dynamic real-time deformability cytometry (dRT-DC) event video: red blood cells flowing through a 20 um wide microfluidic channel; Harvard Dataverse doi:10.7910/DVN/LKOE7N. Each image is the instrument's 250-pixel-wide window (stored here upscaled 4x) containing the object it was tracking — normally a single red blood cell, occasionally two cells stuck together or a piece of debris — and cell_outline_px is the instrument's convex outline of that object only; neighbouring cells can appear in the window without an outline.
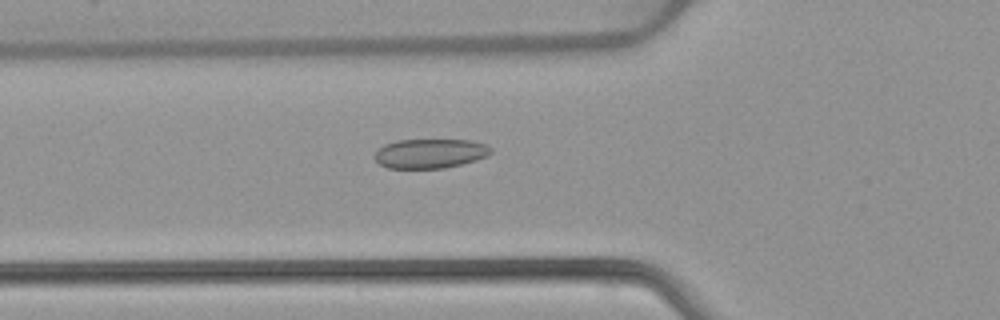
{"species": "common noctule bat (a hibernating species)", "species_latin": "Nyctalus noctula", "temperature_condition": "warm", "stored_images_in_passage": 45, "camera_frame_rate_fps": 3000, "um_per_image_px": 0.085, "animal": {"sex": "female", "body_mass_g": 22.7, "forearm_length_mm": 54.2}, "frame": {"image": 1, "passage_image": 11, "time_ms": 3.333, "image_size_px": [1000, 320], "cell_outline_px": [[492, 152], [488, 156], [476, 160], [444, 168], [388, 168], [380, 164], [372, 156], [384, 144], [396, 140], [472, 140], [488, 144], [492, 148]], "centroid_in_image_um": [36.58, 13.04], "position_along_channel_um": 89.2, "area_um2": 20.06}}
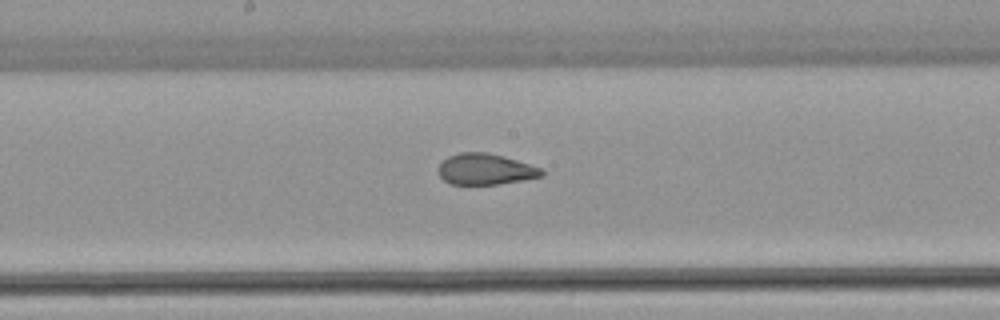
{"frame": {"image": 2, "passage_image": 20, "time_ms": 6.333, "image_size_px": [1000, 320], "cell_outline_px": [[544, 176], [524, 180], [496, 184], [448, 184], [440, 176], [440, 164], [448, 156], [460, 152], [488, 152], [504, 156], [540, 168], [544, 172]], "centroid_in_image_um": [41.27, 14.38], "position_along_channel_um": 206.9, "area_um2": 18.55}}
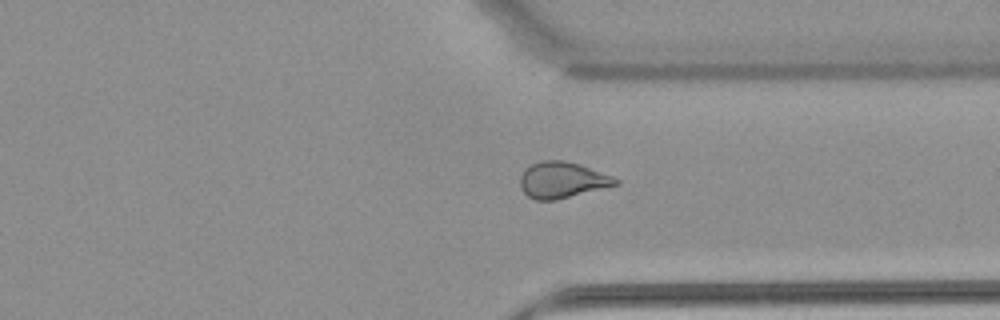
{"frame": {"image": 3, "passage_image": 32, "time_ms": 10.333, "image_size_px": [1000, 320], "cell_outline_px": [[620, 184], [556, 200], [536, 200], [528, 196], [520, 188], [520, 176], [524, 168], [532, 164], [544, 160], [564, 160], [580, 164], [612, 176], [620, 180]], "centroid_in_image_um": [47.78, 15.3], "position_along_channel_um": 363.6, "area_um2": 20.17}, "authors_computed_cell_mechanics": {"area_um2": 20.2878, "velocity_mm_per_s": 3.9177, "shape_relaxation_time_tau1_ms": 6.1328, "shape_relaxation_time_tau2_ms": 1.142, "deformation_change_tau1": 0.1371, "deformation_change_tau2": 0.0788}}